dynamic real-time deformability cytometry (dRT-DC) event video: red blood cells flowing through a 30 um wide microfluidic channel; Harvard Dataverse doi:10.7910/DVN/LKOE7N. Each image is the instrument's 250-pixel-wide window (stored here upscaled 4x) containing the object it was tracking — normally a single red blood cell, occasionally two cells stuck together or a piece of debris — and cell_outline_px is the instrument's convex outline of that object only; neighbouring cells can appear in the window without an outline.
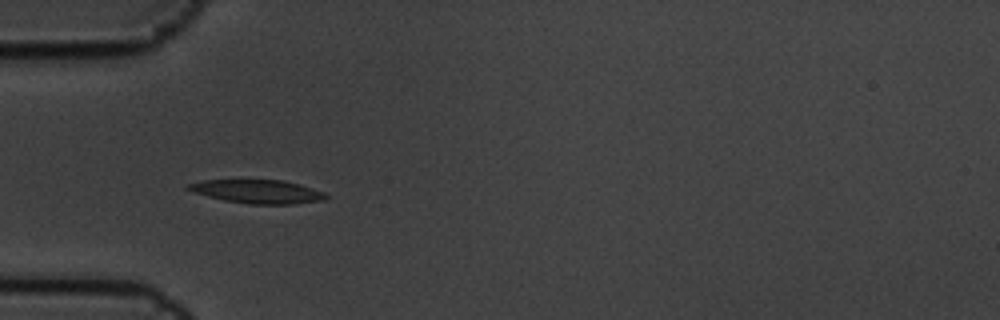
{"species": "common noctule bat (a hibernating species)", "species_latin": "Nyctalus noctula", "temperature_condition": "cold", "stored_images_in_passage": 3, "camera_frame_rate_fps": 3000, "um_per_image_px": 0.085, "animal": {"sex": "male", "body_mass_g": 19.5, "forearm_length_mm": 54.6}, "frame": {"image": 1, "passage_image": 1, "time_ms": 0.0, "image_size_px": [1000, 320], "cell_outline_px": [[328, 196], [324, 200], [292, 204], [248, 204], [224, 200], [208, 196], [184, 188], [184, 184], [204, 180], [284, 180], [300, 184], [324, 192]], "centroid_in_image_um": [21.88, 16.27], "position_along_channel_um": 63.1, "area_um2": 18.9}}
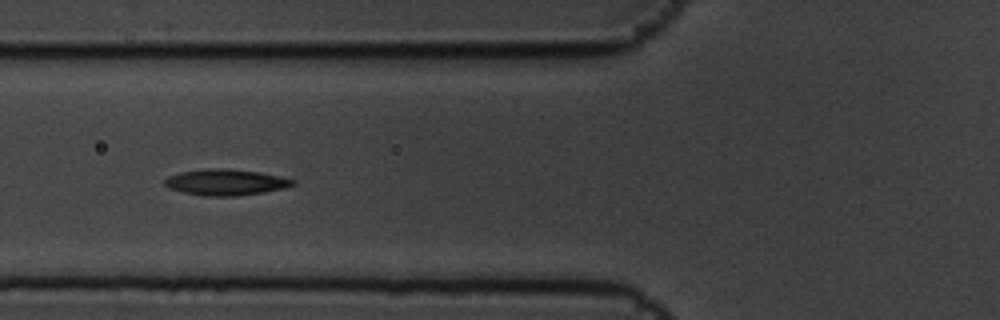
{"frame": {"image": 2, "passage_image": 2, "time_ms": 0.333, "image_size_px": [1000, 320], "cell_outline_px": [[296, 184], [284, 188], [264, 192], [236, 196], [204, 196], [184, 192], [168, 188], [164, 184], [164, 180], [168, 176], [180, 172], [208, 168], [220, 168], [256, 172], [280, 176], [296, 180]], "centroid_in_image_um": [19.18, 15.49], "position_along_channel_um": 106.6, "area_um2": 19.36}}
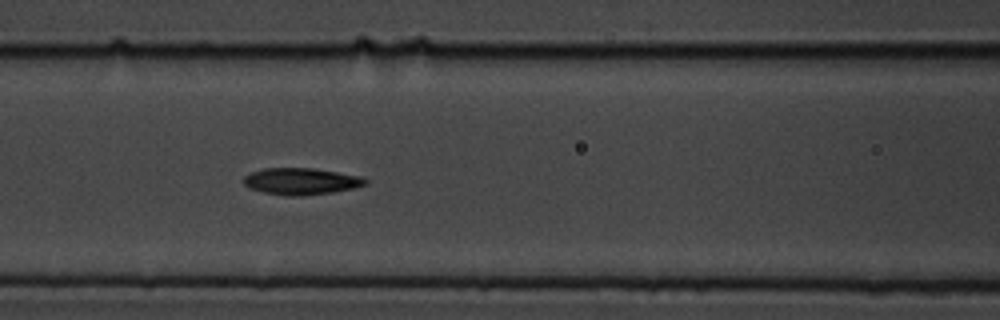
{"frame": {"image": 3, "passage_image": 3, "time_ms": 0.667, "image_size_px": [1000, 320], "cell_outline_px": [[368, 184], [352, 188], [332, 192], [300, 196], [284, 196], [264, 192], [248, 188], [244, 184], [244, 176], [252, 172], [264, 168], [312, 168], [360, 176], [368, 180]], "centroid_in_image_um": [25.57, 15.41], "position_along_channel_um": 141.0, "area_um2": 18.84}}